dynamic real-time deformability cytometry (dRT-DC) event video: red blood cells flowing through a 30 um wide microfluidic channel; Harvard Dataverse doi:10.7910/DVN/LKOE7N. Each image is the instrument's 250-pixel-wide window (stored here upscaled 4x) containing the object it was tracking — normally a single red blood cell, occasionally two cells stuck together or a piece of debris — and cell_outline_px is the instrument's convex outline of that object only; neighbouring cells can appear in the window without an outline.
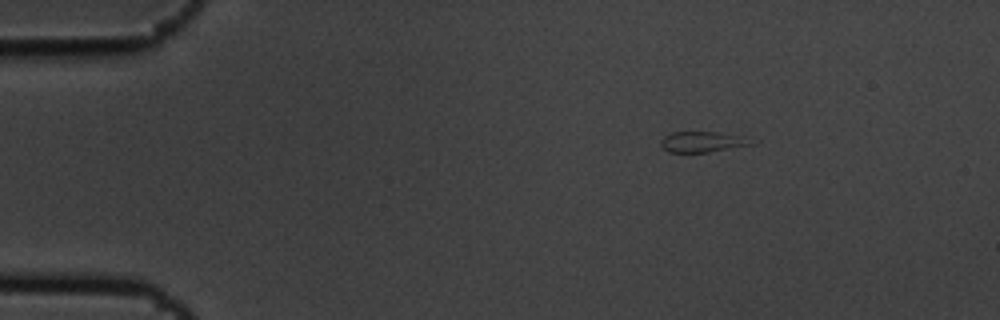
{"species": "common noctule bat (a hibernating species)", "species_latin": "Nyctalus noctula", "temperature_condition": "cold", "stored_images_in_passage": 5, "camera_frame_rate_fps": 3000, "um_per_image_px": 0.085, "animal": {"sex": "male", "body_mass_g": 19.5, "forearm_length_mm": 54.6}, "frame": {"image": 1, "passage_image": 1, "time_ms": 0.0, "image_size_px": [1000, 320], "cell_outline_px": [[760, 140], [756, 144], [708, 152], [668, 152], [660, 148], [660, 140], [664, 136], [672, 132], [716, 132]], "centroid_in_image_um": [59.72, 12.06], "position_along_channel_um": 25.3, "area_um2": 11.1}}
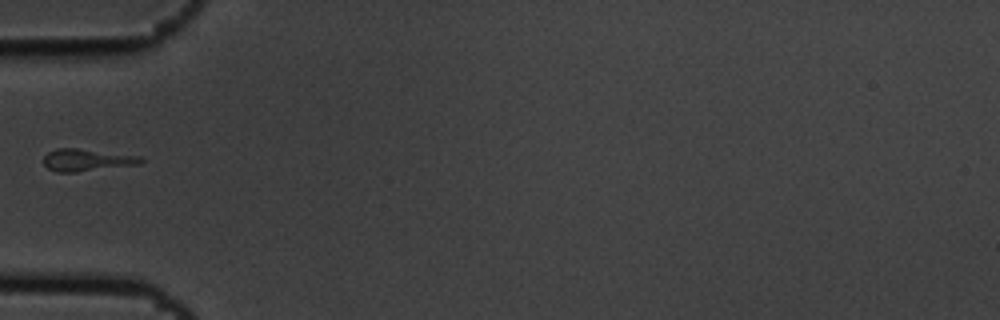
{"frame": {"image": 2, "passage_image": 4, "time_ms": 1.0, "image_size_px": [1000, 320], "cell_outline_px": [[144, 160], [140, 164], [76, 172], [56, 172], [48, 168], [44, 164], [44, 156], [48, 152], [56, 148], [76, 148], [140, 156]], "centroid_in_image_um": [7.36, 13.6], "position_along_channel_um": 77.6, "area_um2": 12.48}}
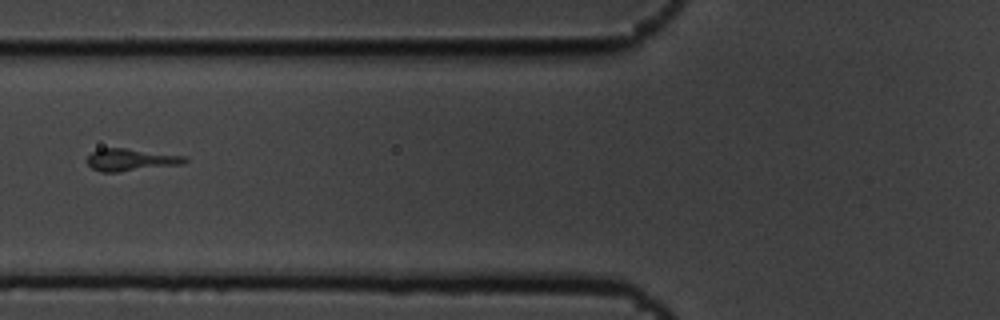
{"frame": {"image": 3, "passage_image": 5, "time_ms": 1.333, "image_size_px": [1000, 320], "cell_outline_px": [[188, 160], [184, 164], [116, 172], [100, 172], [92, 168], [84, 160], [92, 152], [100, 148], [124, 148], [184, 156]], "centroid_in_image_um": [11.07, 13.59], "position_along_channel_um": 114.7, "area_um2": 12.6}}